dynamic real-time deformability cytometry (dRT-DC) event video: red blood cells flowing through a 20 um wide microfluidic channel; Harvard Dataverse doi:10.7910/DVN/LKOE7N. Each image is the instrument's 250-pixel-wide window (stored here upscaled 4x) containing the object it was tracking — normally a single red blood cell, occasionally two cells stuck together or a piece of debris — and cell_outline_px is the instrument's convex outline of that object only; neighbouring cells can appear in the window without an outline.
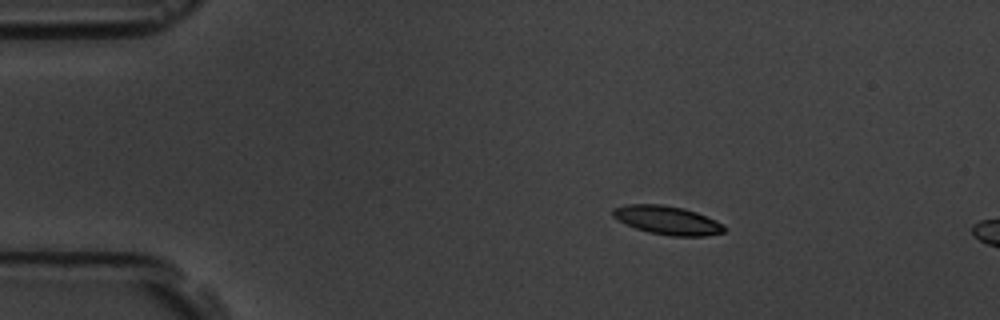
{"species": "common noctule bat (a hibernating species)", "species_latin": "Nyctalus noctula", "temperature_condition": "room temperature", "stored_images_in_passage": 3, "camera_frame_rate_fps": 3000, "um_per_image_px": 0.085, "animal": {"sex": "male", "body_mass_g": 19.5, "forearm_length_mm": 54.6}, "frame": {"image": 1, "passage_image": 1, "time_ms": 0.0, "image_size_px": [1000, 320], "cell_outline_px": [[724, 232], [704, 236], [672, 236], [648, 232], [636, 228], [612, 216], [612, 208], [624, 204], [664, 204], [684, 208], [696, 212], [724, 224]], "centroid_in_image_um": [56.71, 18.7], "position_along_channel_um": 28.3, "area_um2": 18.5}}